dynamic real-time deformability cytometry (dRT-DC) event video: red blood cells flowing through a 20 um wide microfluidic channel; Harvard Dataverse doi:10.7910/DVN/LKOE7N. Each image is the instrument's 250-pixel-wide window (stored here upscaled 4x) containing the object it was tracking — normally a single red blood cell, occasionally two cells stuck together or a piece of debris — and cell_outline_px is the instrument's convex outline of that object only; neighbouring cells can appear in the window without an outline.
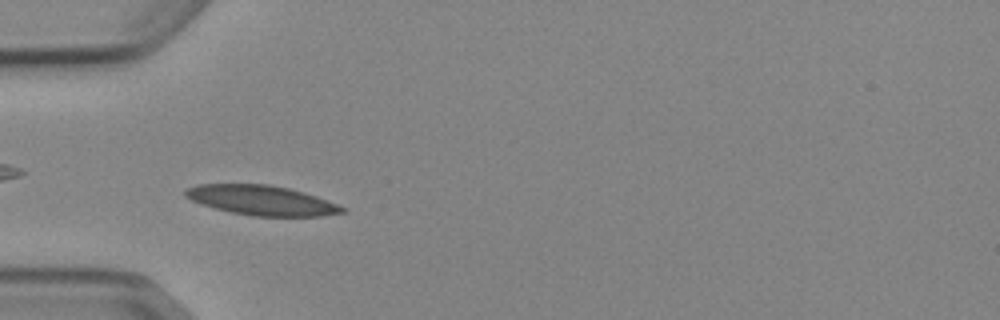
{"species": "Egyptian fruit bat (a non-hibernating species)", "species_latin": "Rousettus aegyptiacus", "temperature_condition": "cold", "stored_images_in_passage": 44, "camera_frame_rate_fps": 3000, "um_per_image_px": 0.085, "animal": {"sex": "female"}, "frame": {"image": 1, "passage_image": 8, "time_ms": 2.333, "image_size_px": [1000, 320], "cell_outline_px": [[348, 212], [320, 216], [252, 216], [232, 212], [200, 204], [184, 196], [184, 192], [188, 188], [196, 184], [268, 184], [288, 188], [304, 192], [316, 196], [348, 208]], "centroid_in_image_um": [22.27, 17.03], "position_along_channel_um": 62.7, "area_um2": 27.22}}
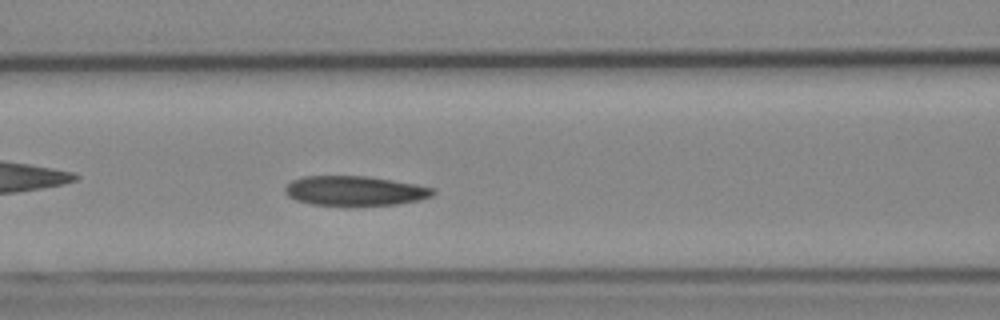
{"frame": {"image": 2, "passage_image": 14, "time_ms": 4.333, "image_size_px": [1000, 320], "cell_outline_px": [[436, 192], [432, 196], [420, 200], [396, 204], [356, 208], [312, 204], [296, 200], [288, 196], [284, 192], [284, 188], [292, 180], [304, 176], [364, 176], [392, 180], [416, 184], [436, 188]], "centroid_in_image_um": [30.18, 16.26], "position_along_channel_um": 136.4, "area_um2": 26.41}}
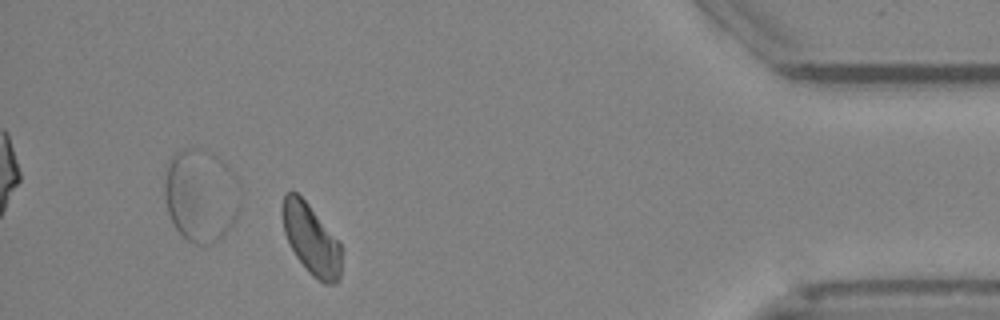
{"frame": {"image": 3, "passage_image": 39, "time_ms": 12.667, "image_size_px": [1000, 320], "cell_outline_px": [[340, 280], [336, 284], [324, 284], [312, 276], [308, 272], [296, 256], [284, 232], [280, 212], [280, 208], [284, 196], [288, 192], [296, 192], [308, 204], [340, 244]], "centroid_in_image_um": [26.41, 20.36], "position_along_channel_um": 408.8, "area_um2": 23.93}, "authors_computed_cell_mechanics": {"area_um2": 25.6054, "velocity_mm_per_s": 3.836, "shape_relaxation_time_tau1_ms": 7.4134, "shape_relaxation_time_tau2_ms": null, "deformation_change_tau1": 0.1237, "deformation_change_tau2": null}}